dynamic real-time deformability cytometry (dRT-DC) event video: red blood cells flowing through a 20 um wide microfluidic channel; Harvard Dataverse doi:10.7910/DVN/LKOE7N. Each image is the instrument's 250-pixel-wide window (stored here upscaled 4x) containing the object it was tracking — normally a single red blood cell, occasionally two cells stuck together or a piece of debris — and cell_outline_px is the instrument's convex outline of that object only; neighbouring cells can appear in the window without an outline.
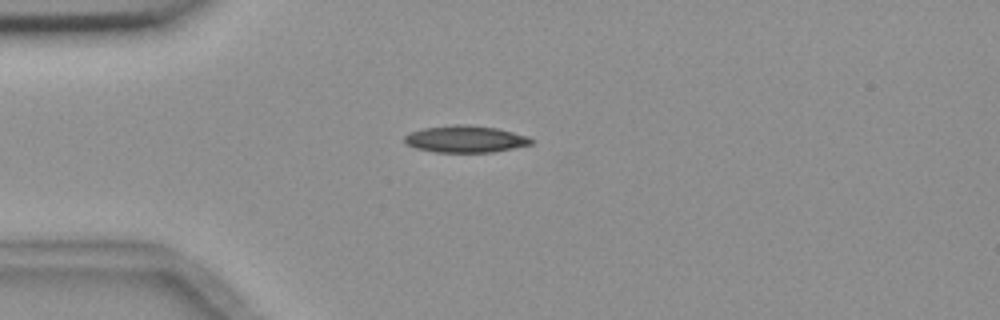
{"species": "common noctule bat (a hibernating species)", "species_latin": "Nyctalus noctula", "temperature_condition": "room temperature", "stored_images_in_passage": 2, "camera_frame_rate_fps": 3000, "um_per_image_px": 0.085, "animal": {"sex": "female", "body_mass_g": 18.4}, "frame": {"image": 1, "passage_image": 1, "time_ms": 0.0, "image_size_px": [1000, 320], "cell_outline_px": [[532, 144], [492, 152], [436, 152], [416, 148], [408, 144], [404, 140], [404, 136], [412, 132], [424, 128], [456, 124], [468, 124], [496, 128], [528, 136], [532, 140]], "centroid_in_image_um": [39.56, 11.81], "position_along_channel_um": 45.4, "area_um2": 19.59}}
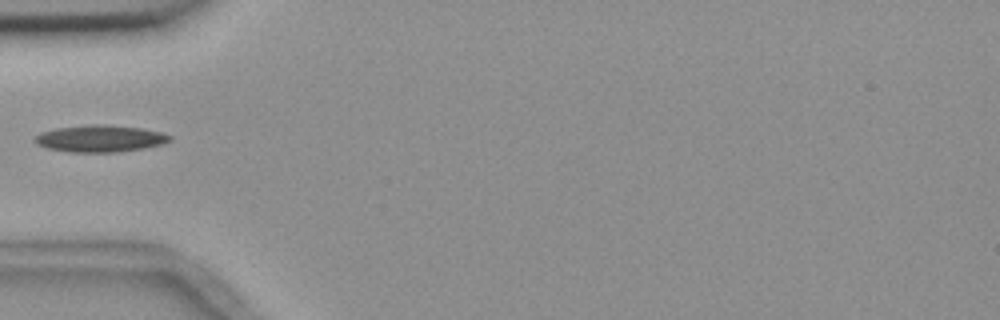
{"frame": {"image": 2, "passage_image": 2, "time_ms": 1.333, "image_size_px": [1000, 320], "cell_outline_px": [[172, 140], [164, 144], [144, 148], [116, 152], [72, 152], [48, 148], [36, 144], [32, 140], [40, 132], [56, 128], [92, 124], [108, 124], [140, 128], [160, 132], [172, 136]], "centroid_in_image_um": [8.51, 11.77], "position_along_channel_um": 76.5, "area_um2": 21.21}}